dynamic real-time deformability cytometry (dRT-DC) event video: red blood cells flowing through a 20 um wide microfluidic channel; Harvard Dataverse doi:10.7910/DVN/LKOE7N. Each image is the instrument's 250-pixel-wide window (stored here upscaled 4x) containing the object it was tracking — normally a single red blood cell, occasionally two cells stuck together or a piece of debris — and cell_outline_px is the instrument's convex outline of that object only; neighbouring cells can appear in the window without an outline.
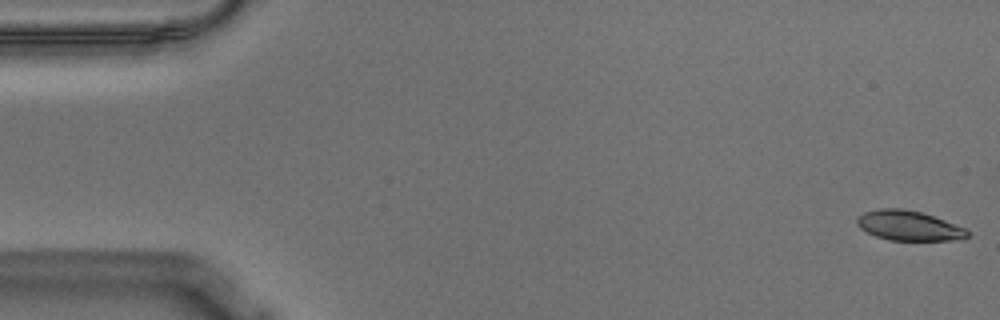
{"species": "Egyptian fruit bat (a non-hibernating species)", "species_latin": "Rousettus aegyptiacus", "temperature_condition": "warm", "stored_images_in_passage": 16, "camera_frame_rate_fps": 3000, "um_per_image_px": 0.085, "animal": {"sex": "male"}, "frame": {"image": 1, "passage_image": 1, "time_ms": 0.0, "image_size_px": [1000, 320], "cell_outline_px": [[968, 236], [964, 240], [888, 240], [876, 236], [860, 228], [856, 224], [856, 220], [864, 212], [880, 208], [900, 208], [920, 212], [944, 220], [964, 228], [968, 232]], "centroid_in_image_um": [77.23, 19.19], "position_along_channel_um": 7.8, "area_um2": 19.02}}
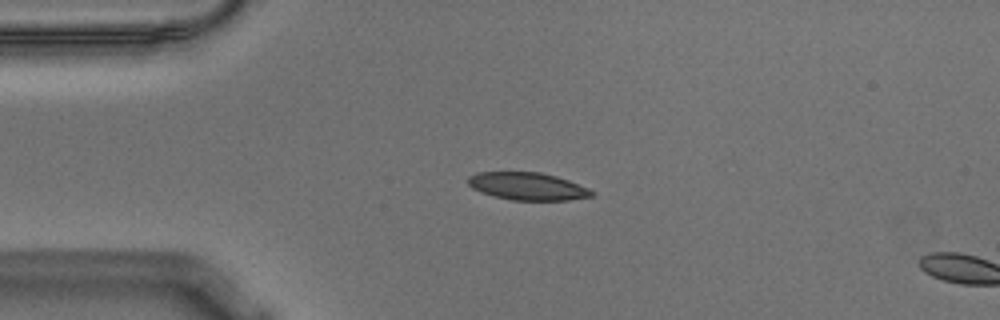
{"frame": {"image": 2, "passage_image": 13, "time_ms": 4.0, "image_size_px": [1000, 320], "cell_outline_px": [[596, 192], [592, 196], [568, 200], [512, 200], [496, 196], [472, 188], [468, 184], [468, 176], [476, 172], [540, 172], [556, 176], [568, 180], [588, 188]], "centroid_in_image_um": [44.85, 15.82], "position_along_channel_um": 40.1, "area_um2": 19.71}}